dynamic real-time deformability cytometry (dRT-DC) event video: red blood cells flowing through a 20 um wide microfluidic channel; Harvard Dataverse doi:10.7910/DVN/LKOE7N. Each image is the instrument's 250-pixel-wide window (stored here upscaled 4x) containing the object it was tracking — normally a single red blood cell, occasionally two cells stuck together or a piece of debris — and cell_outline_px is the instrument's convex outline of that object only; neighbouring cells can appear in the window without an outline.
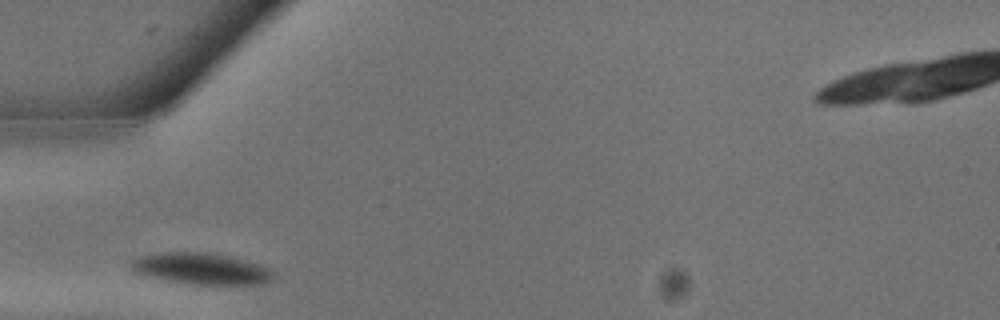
{"species": "common noctule bat (a hibernating species)", "species_latin": "Nyctalus noctula", "temperature_condition": "warm", "stored_images_in_passage": 4, "camera_frame_rate_fps": 3000, "um_per_image_px": 0.085, "animal": {"sex": "male", "body_mass_g": 13.3}, "frame": {"image": 1, "passage_image": 1, "time_ms": 0.0, "image_size_px": [1000, 320], "cell_outline_px": [[272, 276], [268, 280], [260, 284], [196, 284], [136, 276], [132, 272], [128, 264], [132, 260], [140, 256], [172, 252], [204, 252], [228, 256], [256, 264], [268, 268], [272, 272]], "centroid_in_image_um": [16.94, 22.84], "position_along_channel_um": 68.1, "area_um2": 25.72}}
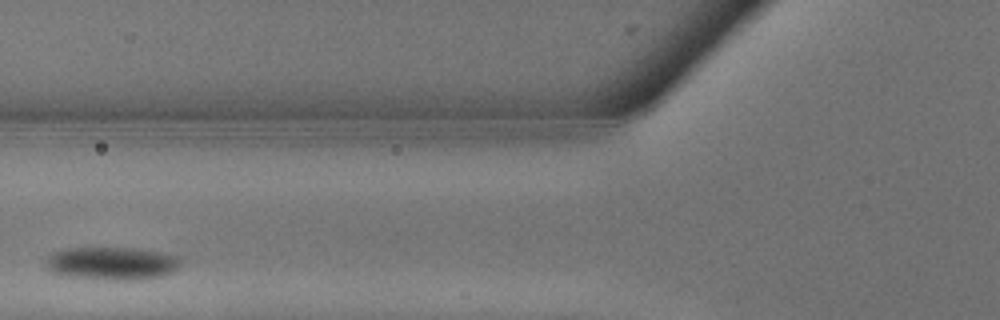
{"frame": {"image": 2, "passage_image": 3, "time_ms": 0.667, "image_size_px": [1000, 320], "cell_outline_px": [[180, 264], [172, 272], [160, 276], [124, 280], [108, 280], [72, 276], [52, 272], [48, 268], [48, 260], [56, 252], [64, 248], [140, 248], [180, 256]], "centroid_in_image_um": [9.58, 22.37], "position_along_channel_um": 116.2, "area_um2": 25.37}}